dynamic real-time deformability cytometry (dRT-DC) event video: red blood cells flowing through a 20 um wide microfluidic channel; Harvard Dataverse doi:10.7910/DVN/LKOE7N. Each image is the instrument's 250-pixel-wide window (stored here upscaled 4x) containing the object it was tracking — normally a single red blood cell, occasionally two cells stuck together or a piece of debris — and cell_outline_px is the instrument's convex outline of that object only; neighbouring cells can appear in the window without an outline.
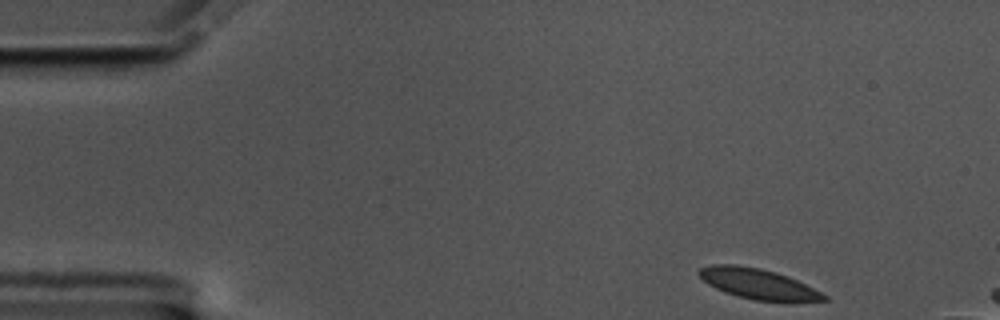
{"species": "common noctule bat (a hibernating species)", "species_latin": "Nyctalus noctula", "temperature_condition": "cold", "stored_images_in_passage": 51, "camera_frame_rate_fps": 3000, "um_per_image_px": 0.085, "animal": {"sex": "male", "body_mass_g": 17.5, "forearm_length_mm": 52.3}, "frame": {"image": 1, "passage_image": 1, "time_ms": 0.0, "image_size_px": [1000, 320], "cell_outline_px": [[828, 300], [756, 300], [724, 292], [708, 284], [696, 272], [700, 268], [712, 264], [736, 264], [760, 268], [776, 272], [788, 276], [828, 296]], "centroid_in_image_um": [64.36, 24.09], "position_along_channel_um": 20.6, "area_um2": 21.5}}
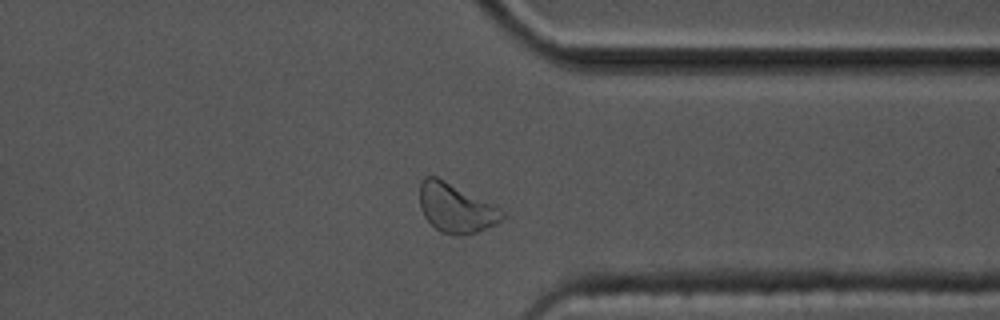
{"frame": {"image": 2, "passage_image": 39, "time_ms": 12.667, "image_size_px": [1000, 320], "cell_outline_px": [[504, 216], [496, 224], [476, 232], [452, 236], [440, 232], [424, 216], [420, 208], [420, 180], [424, 176], [436, 176], [500, 208], [504, 212]], "centroid_in_image_um": [38.71, 17.69], "position_along_channel_um": 372.7, "area_um2": 23.29}}
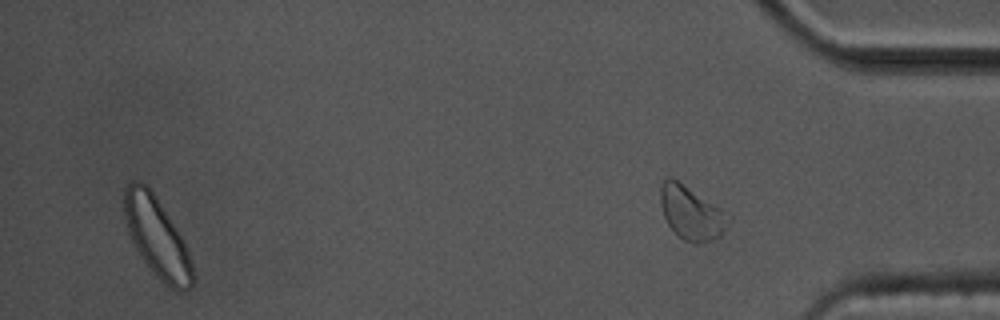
{"frame": {"image": 3, "passage_image": 50, "time_ms": 16.333, "image_size_px": [1000, 320], "cell_outline_px": [[192, 284], [188, 288], [176, 292], [164, 284], [152, 272], [140, 256], [128, 232], [124, 216], [124, 188], [132, 180], [140, 180], [152, 192], [180, 236], [192, 260]], "centroid_in_image_um": [13.3, 20.19], "position_along_channel_um": 421.9, "area_um2": 31.04}, "authors_computed_cell_mechanics": {"area_um2": 22.1374, "velocity_mm_per_s": 3.47, "shape_relaxation_time_tau1_ms": 2.6139, "shape_relaxation_time_tau2_ms": 1.4734, "deformation_change_tau1": 0.0669, "deformation_change_tau2": 0.052}}